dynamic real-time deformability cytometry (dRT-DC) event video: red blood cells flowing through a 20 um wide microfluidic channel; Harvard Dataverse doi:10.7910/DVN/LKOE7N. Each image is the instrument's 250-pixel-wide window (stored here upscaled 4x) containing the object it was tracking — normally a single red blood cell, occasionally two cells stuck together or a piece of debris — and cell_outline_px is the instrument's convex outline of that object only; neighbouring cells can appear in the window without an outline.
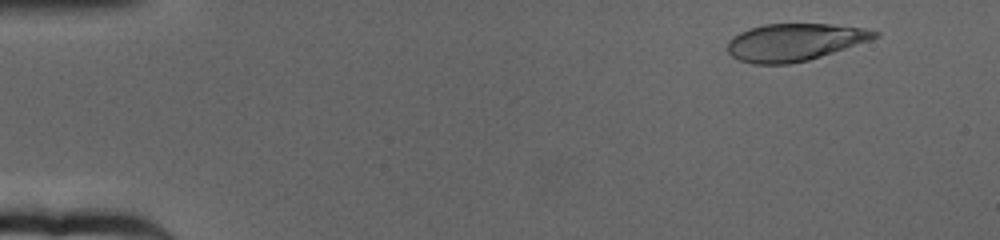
{"species": "human", "species_latin": "Homo sapiens", "temperature_condition": "cold", "stored_images_in_passage": 65, "camera_frame_rate_fps": 3000, "um_per_image_px": 0.085, "donor": {"sex": "female"}, "frame": {"image": 1, "passage_image": 6, "time_ms": 1.667, "image_size_px": [1000, 240], "cell_outline_px": [[880, 36], [808, 60], [788, 64], [752, 64], [740, 60], [732, 56], [728, 52], [728, 40], [732, 36], [740, 32], [764, 24], [828, 24], [864, 28], [880, 32]], "centroid_in_image_um": [67.49, 3.58], "position_along_channel_um": 17.5, "area_um2": 31.62}}
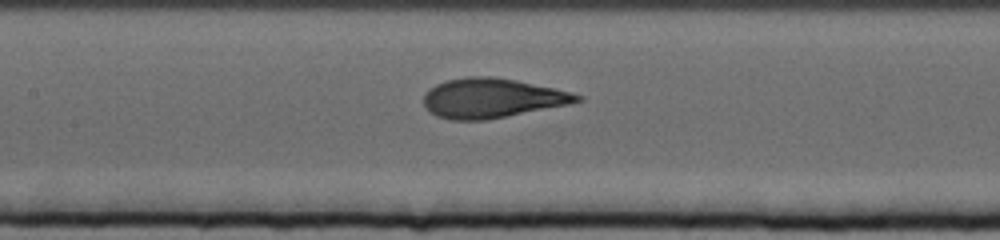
{"frame": {"image": 2, "passage_image": 31, "time_ms": 10.0, "image_size_px": [1000, 240], "cell_outline_px": [[584, 100], [568, 104], [484, 120], [448, 120], [436, 116], [424, 108], [424, 92], [428, 88], [436, 84], [448, 80], [468, 76], [492, 76], [516, 80], [572, 92], [584, 96]], "centroid_in_image_um": [41.77, 8.33], "position_along_channel_um": 165.6, "area_um2": 35.32}}
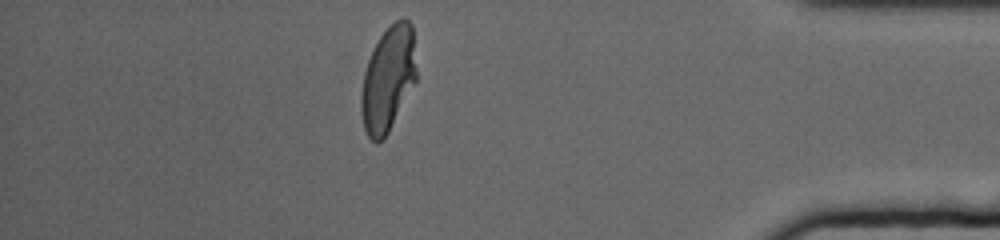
{"frame": {"image": 3, "passage_image": 57, "time_ms": 18.667, "image_size_px": [1000, 240], "cell_outline_px": [[416, 80], [388, 132], [376, 144], [368, 136], [364, 128], [360, 112], [360, 96], [364, 72], [368, 60], [380, 36], [396, 20], [404, 16], [412, 24], [416, 68]], "centroid_in_image_um": [32.97, 6.7], "position_along_channel_um": 402.2, "area_um2": 33.52}, "authors_computed_cell_mechanics": {"area_um2": 34.6222, "velocity_mm_per_s": 3.1485, "shape_relaxation_time_tau1_ms": 5.7003, "shape_relaxation_time_tau2_ms": null, "deformation_change_tau1": 0.2238, "deformation_change_tau2": null}}